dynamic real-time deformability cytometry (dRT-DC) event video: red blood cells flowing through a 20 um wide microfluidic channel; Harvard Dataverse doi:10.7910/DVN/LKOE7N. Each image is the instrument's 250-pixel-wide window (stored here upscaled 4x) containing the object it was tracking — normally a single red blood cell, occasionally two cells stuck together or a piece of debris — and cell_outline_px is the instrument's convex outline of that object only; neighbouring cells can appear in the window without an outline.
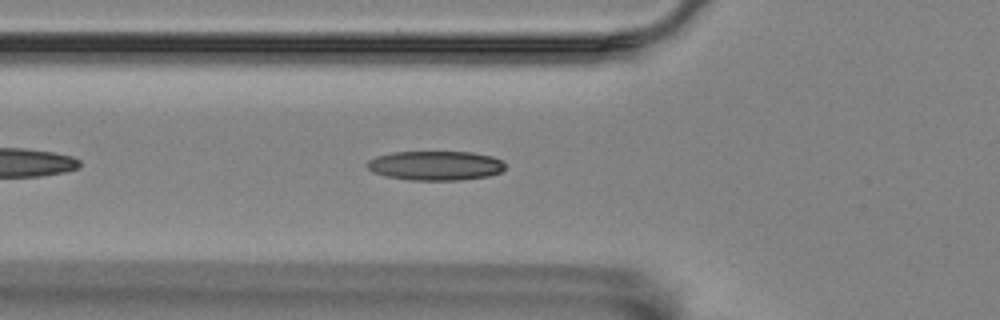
{"species": "Egyptian fruit bat (a non-hibernating species)", "species_latin": "Rousettus aegyptiacus", "temperature_condition": "room temperature", "stored_images_in_passage": 41, "camera_frame_rate_fps": 3000, "um_per_image_px": 0.085, "animal": {"sex": "female"}, "frame": {"image": 1, "passage_image": 7, "time_ms": 2.0, "image_size_px": [1000, 320], "cell_outline_px": [[504, 168], [500, 172], [488, 176], [460, 180], [408, 180], [388, 176], [372, 172], [364, 164], [368, 160], [376, 156], [392, 152], [472, 152], [492, 156], [500, 160], [504, 164]], "centroid_in_image_um": [36.97, 14.07], "position_along_channel_um": 88.8, "area_um2": 23.64}}
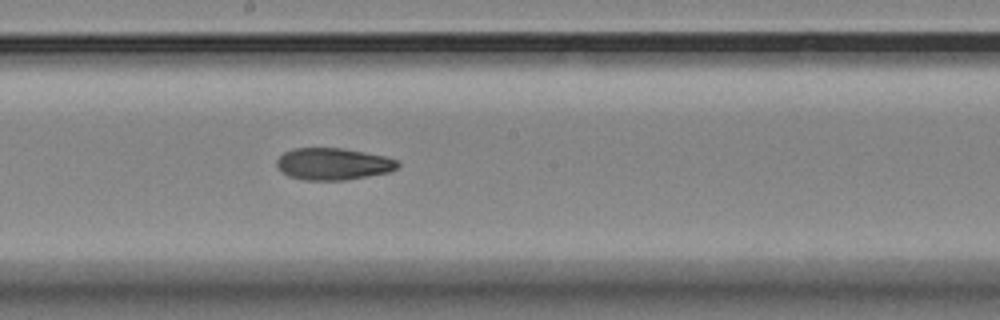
{"frame": {"image": 2, "passage_image": 18, "time_ms": 5.667, "image_size_px": [1000, 320], "cell_outline_px": [[400, 164], [396, 168], [388, 172], [348, 180], [304, 180], [288, 176], [280, 172], [276, 164], [276, 160], [284, 152], [292, 148], [344, 148], [384, 156], [396, 160]], "centroid_in_image_um": [28.27, 13.94], "position_along_channel_um": 219.9, "area_um2": 22.6}}
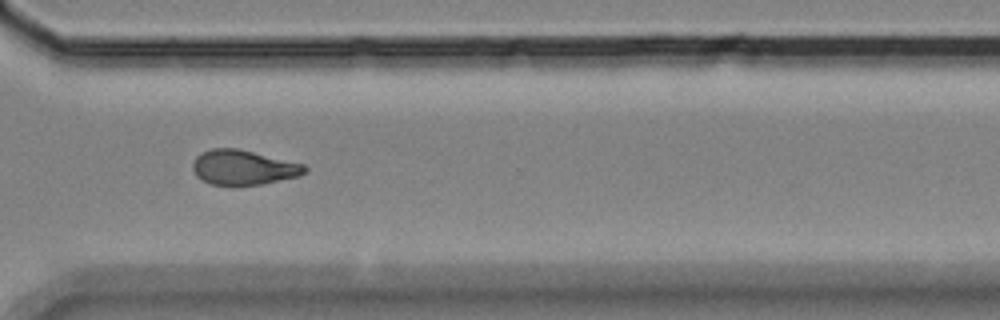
{"frame": {"image": 3, "passage_image": 29, "time_ms": 9.333, "image_size_px": [1000, 320], "cell_outline_px": [[308, 168], [300, 176], [260, 184], [212, 184], [196, 176], [192, 168], [192, 164], [196, 156], [200, 152], [212, 148], [236, 148], [304, 164]], "centroid_in_image_um": [20.67, 14.21], "position_along_channel_um": 349.9, "area_um2": 22.37}}